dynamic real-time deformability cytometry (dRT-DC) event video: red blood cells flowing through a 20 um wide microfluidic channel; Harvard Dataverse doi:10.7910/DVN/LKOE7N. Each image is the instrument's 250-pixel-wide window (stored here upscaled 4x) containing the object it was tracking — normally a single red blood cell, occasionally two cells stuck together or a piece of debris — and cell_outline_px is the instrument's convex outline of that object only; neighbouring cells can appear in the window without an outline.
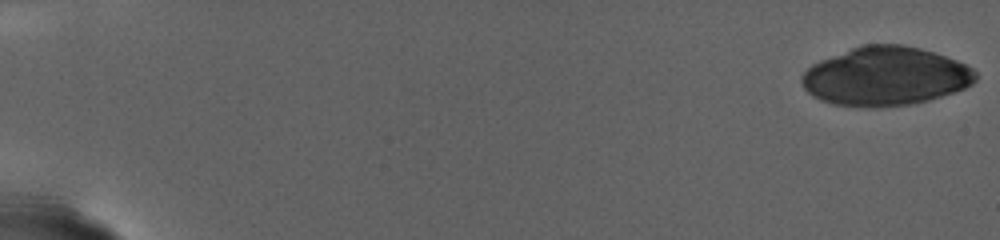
{"species": "human", "species_latin": "Homo sapiens", "temperature_condition": "warm", "stored_images_in_passage": 40, "camera_frame_rate_fps": 3000, "um_per_image_px": 0.085, "donor": {"sex": "female"}, "frame": {"image": 1, "passage_image": 1, "time_ms": 0.0, "image_size_px": [1000, 240], "cell_outline_px": [[976, 80], [972, 84], [964, 88], [928, 100], [908, 104], [880, 108], [872, 108], [832, 104], [820, 100], [812, 96], [804, 88], [800, 80], [800, 76], [812, 64], [820, 60], [852, 48], [864, 44], [904, 44], [920, 48], [956, 60], [972, 68], [976, 72]], "centroid_in_image_um": [75.23, 6.49], "position_along_channel_um": 9.8, "area_um2": 59.48}}